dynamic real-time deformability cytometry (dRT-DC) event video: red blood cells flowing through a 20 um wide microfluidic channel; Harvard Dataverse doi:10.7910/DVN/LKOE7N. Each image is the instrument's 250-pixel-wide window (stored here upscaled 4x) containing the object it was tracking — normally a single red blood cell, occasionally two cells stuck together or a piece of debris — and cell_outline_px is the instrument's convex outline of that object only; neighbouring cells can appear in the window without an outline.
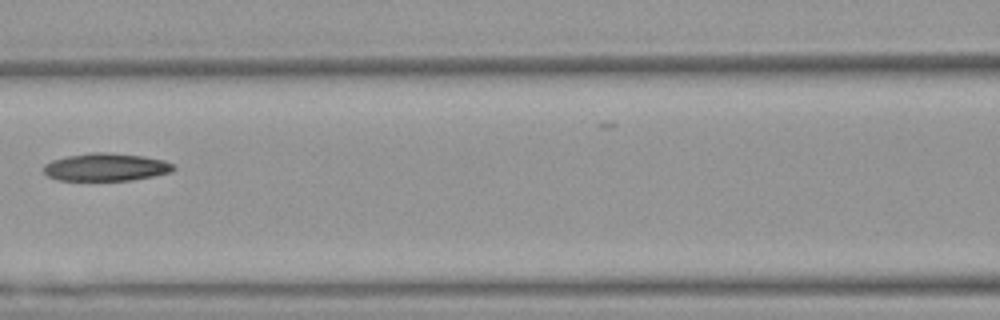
{"species": "Egyptian fruit bat (a non-hibernating species)", "species_latin": "Rousettus aegyptiacus", "temperature_condition": "warm", "stored_images_in_passage": 5, "camera_frame_rate_fps": 3000, "um_per_image_px": 0.085, "animal": {"sex": "female"}, "frame": {"image": 1, "passage_image": 5, "time_ms": 1.333, "image_size_px": [1000, 320], "cell_outline_px": [[176, 168], [172, 172], [132, 180], [56, 180], [48, 176], [44, 172], [44, 164], [52, 160], [68, 156], [92, 152], [104, 152], [144, 156], [164, 160], [176, 164]], "centroid_in_image_um": [9.04, 14.2], "position_along_channel_um": 157.6, "area_um2": 21.04}}